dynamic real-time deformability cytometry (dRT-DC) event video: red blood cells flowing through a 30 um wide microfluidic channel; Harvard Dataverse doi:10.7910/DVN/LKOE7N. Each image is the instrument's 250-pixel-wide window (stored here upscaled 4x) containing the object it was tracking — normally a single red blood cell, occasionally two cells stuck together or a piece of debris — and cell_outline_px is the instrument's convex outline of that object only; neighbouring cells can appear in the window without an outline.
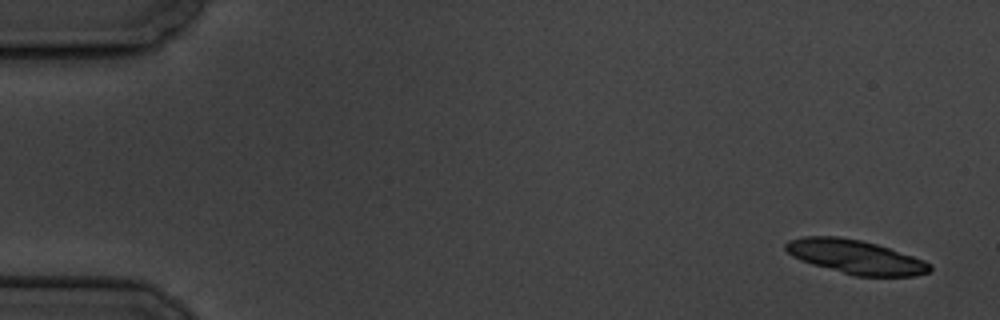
{"species": "common noctule bat (a hibernating species)", "species_latin": "Nyctalus noctula", "temperature_condition": "cold", "stored_images_in_passage": 6, "segment_of_instrument_passage": [1, 2], "camera_frame_rate_fps": 3000, "um_per_image_px": 0.085, "animal": {"sex": "male", "body_mass_g": 19.5, "forearm_length_mm": 54.6}, "frame": {"image": 1, "passage_image": 1, "time_ms": 0.0, "image_size_px": [1000, 320], "cell_outline_px": [[932, 268], [928, 272], [916, 276], [856, 276], [812, 264], [792, 256], [784, 248], [784, 244], [788, 240], [804, 236], [836, 236], [860, 240], [876, 244], [924, 260], [932, 264]], "centroid_in_image_um": [72.71, 21.83], "position_along_channel_um": 12.3, "area_um2": 28.32}}